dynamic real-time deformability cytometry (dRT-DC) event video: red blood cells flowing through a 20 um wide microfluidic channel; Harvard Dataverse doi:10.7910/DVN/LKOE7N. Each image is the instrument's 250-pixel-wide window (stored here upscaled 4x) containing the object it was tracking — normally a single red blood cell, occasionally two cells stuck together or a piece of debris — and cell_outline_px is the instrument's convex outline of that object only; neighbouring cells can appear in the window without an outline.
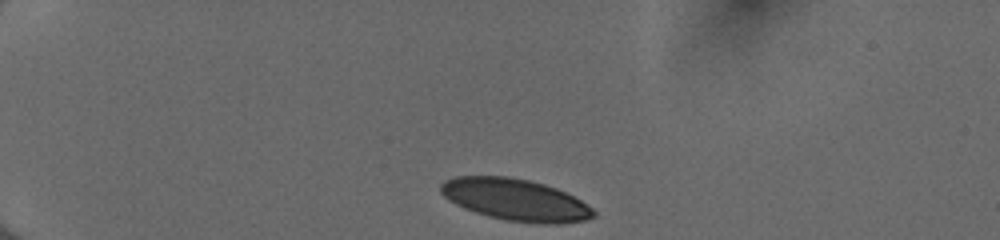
{"species": "human", "species_latin": "Homo sapiens", "temperature_condition": "cold", "stored_images_in_passage": 37, "camera_frame_rate_fps": 3000, "um_per_image_px": 0.085, "donor": {"sex": "female"}, "frame": {"image": 1, "passage_image": 1, "time_ms": 0.0, "image_size_px": [1000, 240], "cell_outline_px": [[596, 216], [588, 220], [560, 224], [536, 224], [504, 220], [488, 216], [464, 208], [448, 200], [440, 192], [440, 184], [444, 180], [456, 176], [508, 176], [528, 180], [544, 184], [556, 188], [580, 200], [592, 208], [596, 212]], "centroid_in_image_um": [43.81, 16.99], "position_along_channel_um": 41.2, "area_um2": 37.45}}
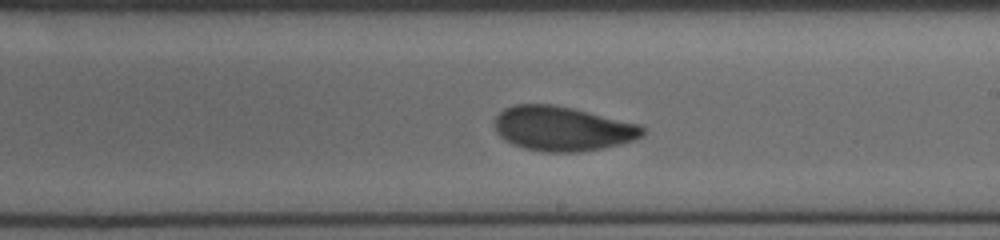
{"frame": {"image": 2, "passage_image": 21, "time_ms": 6.667, "image_size_px": [1000, 240], "cell_outline_px": [[644, 136], [636, 140], [604, 148], [580, 152], [544, 152], [524, 148], [512, 144], [504, 140], [496, 132], [496, 116], [504, 108], [516, 104], [552, 104], [572, 108], [640, 124], [644, 128]], "centroid_in_image_um": [47.83, 10.94], "position_along_channel_um": 241.2, "area_um2": 38.55}}
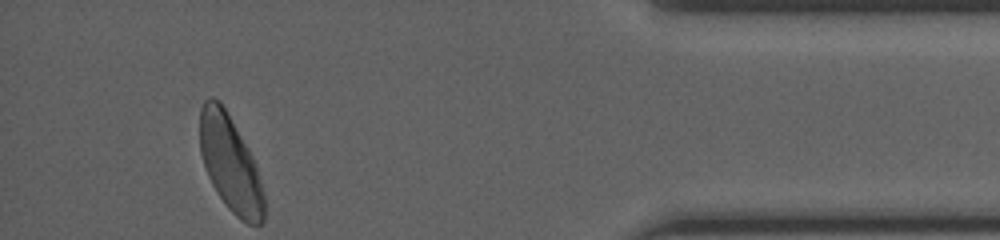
{"frame": {"image": 3, "passage_image": 37, "time_ms": 12.0, "image_size_px": [1000, 240], "cell_outline_px": [[264, 220], [260, 224], [248, 224], [240, 220], [228, 208], [216, 192], [208, 176], [200, 152], [200, 108], [204, 100], [208, 96], [212, 96], [220, 100], [224, 104], [252, 156], [264, 192]], "centroid_in_image_um": [19.56, 13.87], "position_along_channel_um": 415.6, "area_um2": 36.07}, "authors_computed_cell_mechanics": {"area_um2": 38.3214, "velocity_mm_per_s": 4.0256, "shape_relaxation_time_tau1_ms": 4.0793, "shape_relaxation_time_tau2_ms": 1.5006, "deformation_change_tau1": 0.1245, "deformation_change_tau2": 0.0693}}